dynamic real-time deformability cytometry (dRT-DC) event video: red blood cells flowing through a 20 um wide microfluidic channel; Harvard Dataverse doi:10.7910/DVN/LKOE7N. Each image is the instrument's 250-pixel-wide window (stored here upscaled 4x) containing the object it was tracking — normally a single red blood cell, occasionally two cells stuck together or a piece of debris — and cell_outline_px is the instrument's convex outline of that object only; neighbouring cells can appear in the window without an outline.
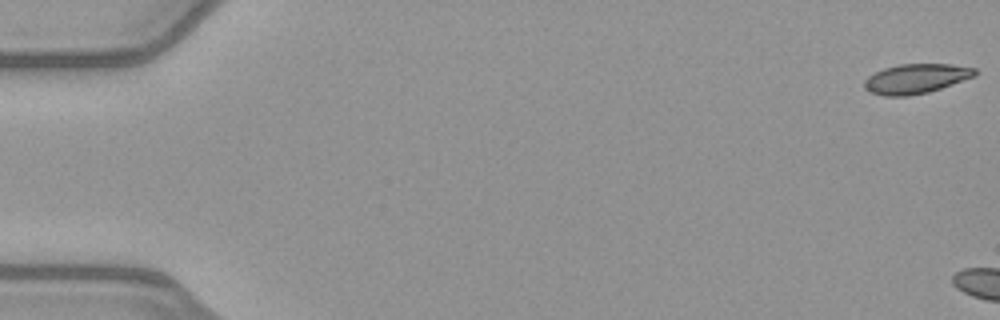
{"species": "common noctule bat (a hibernating species)", "species_latin": "Nyctalus noctula", "temperature_condition": "warm", "stored_images_in_passage": 5, "camera_frame_rate_fps": 3000, "um_per_image_px": 0.085, "animal": {"sex": "female", "body_mass_g": 21.9}, "frame": {"image": 1, "passage_image": 1, "time_ms": 0.0, "image_size_px": [1000, 320], "cell_outline_px": [[980, 72], [976, 76], [928, 92], [908, 96], [884, 96], [872, 92], [864, 88], [864, 80], [868, 76], [884, 68], [900, 64], [948, 64], [976, 68]], "centroid_in_image_um": [77.88, 6.68], "position_along_channel_um": 7.1, "area_um2": 19.07}}